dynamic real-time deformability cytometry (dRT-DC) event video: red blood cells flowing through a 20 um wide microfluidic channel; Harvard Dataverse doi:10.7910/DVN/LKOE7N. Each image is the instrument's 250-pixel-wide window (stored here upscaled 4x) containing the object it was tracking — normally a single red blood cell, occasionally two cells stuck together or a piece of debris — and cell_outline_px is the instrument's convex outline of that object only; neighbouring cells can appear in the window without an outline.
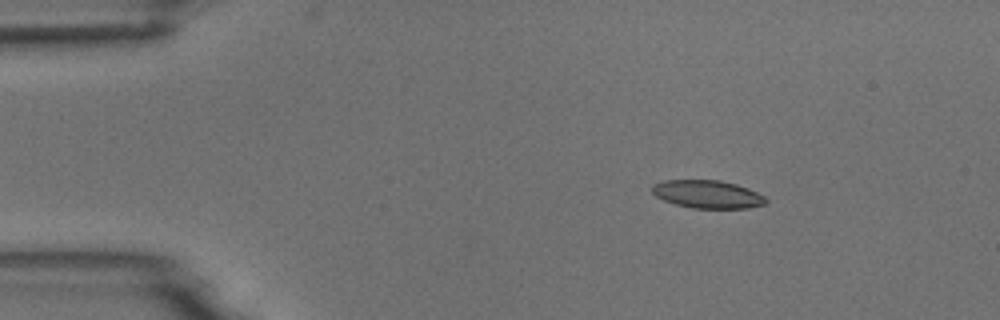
{"species": "common noctule bat (a hibernating species)", "species_latin": "Nyctalus noctula", "temperature_condition": "room temperature", "stored_images_in_passage": 5, "camera_frame_rate_fps": 3000, "um_per_image_px": 0.085, "animal": {"sex": "male", "body_mass_g": 18.8}, "frame": {"image": 1, "passage_image": 3, "time_ms": 2.333, "image_size_px": [1000, 320], "cell_outline_px": [[768, 200], [764, 204], [748, 208], [692, 208], [676, 204], [664, 200], [656, 196], [652, 192], [652, 184], [664, 180], [720, 180], [736, 184], [748, 188], [764, 196]], "centroid_in_image_um": [60.13, 16.5], "position_along_channel_um": 24.9, "area_um2": 18.5}}